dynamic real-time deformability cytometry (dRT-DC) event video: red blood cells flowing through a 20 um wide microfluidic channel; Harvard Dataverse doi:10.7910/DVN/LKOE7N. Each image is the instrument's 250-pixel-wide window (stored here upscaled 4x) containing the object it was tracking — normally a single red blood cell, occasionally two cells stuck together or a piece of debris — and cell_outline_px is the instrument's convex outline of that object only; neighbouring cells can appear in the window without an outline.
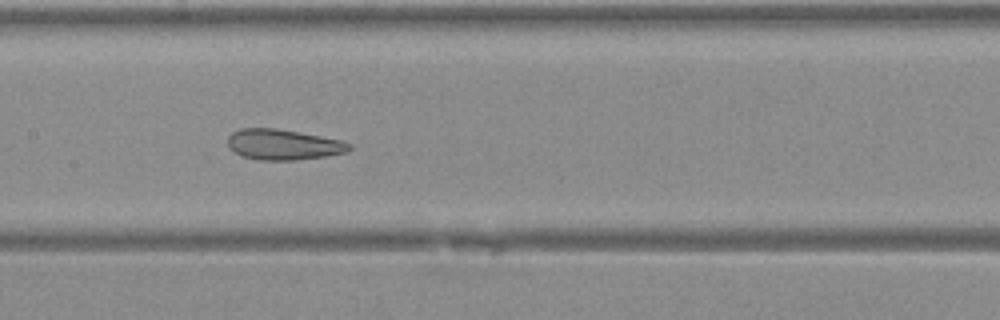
{"species": "Egyptian fruit bat (a non-hibernating species)", "species_latin": "Rousettus aegyptiacus", "temperature_condition": "warm", "stored_images_in_passage": 27, "camera_frame_rate_fps": 3000, "um_per_image_px": 0.085, "animal": {"sex": "female"}, "frame": {"image": 1, "passage_image": 23, "time_ms": 7.333, "image_size_px": [1000, 320], "cell_outline_px": [[352, 148], [344, 152], [324, 156], [292, 160], [260, 160], [244, 156], [236, 152], [228, 144], [228, 136], [232, 132], [240, 128], [276, 128], [300, 132], [340, 140], [352, 144]], "centroid_in_image_um": [24.07, 12.27], "position_along_channel_um": 183.3, "area_um2": 21.33}}